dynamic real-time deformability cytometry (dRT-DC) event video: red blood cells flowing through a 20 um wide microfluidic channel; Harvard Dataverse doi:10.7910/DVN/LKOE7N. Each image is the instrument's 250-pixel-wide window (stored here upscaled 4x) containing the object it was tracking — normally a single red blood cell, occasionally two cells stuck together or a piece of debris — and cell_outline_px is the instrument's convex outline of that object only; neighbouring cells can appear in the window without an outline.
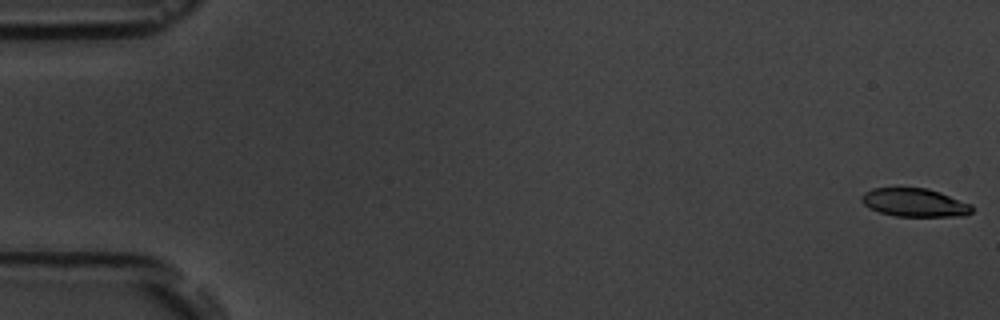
{"species": "common noctule bat (a hibernating species)", "species_latin": "Nyctalus noctula", "temperature_condition": "room temperature", "stored_images_in_passage": 5, "camera_frame_rate_fps": 3000, "um_per_image_px": 0.085, "animal": {"sex": "male", "body_mass_g": 19.5, "forearm_length_mm": 54.6}, "frame": {"image": 1, "passage_image": 1, "time_ms": 0.0, "image_size_px": [1000, 320], "cell_outline_px": [[972, 212], [964, 216], [896, 216], [880, 212], [868, 208], [860, 200], [860, 196], [864, 192], [872, 188], [928, 188], [940, 192], [972, 204]], "centroid_in_image_um": [77.73, 17.21], "position_along_channel_um": 7.3, "area_um2": 18.32}}
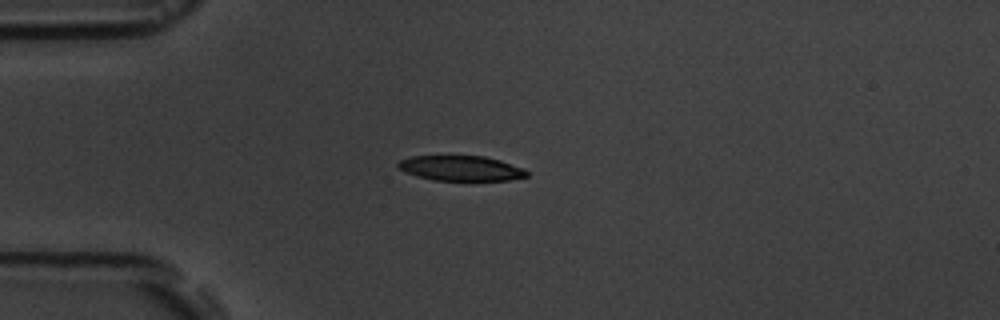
{"frame": {"image": 2, "passage_image": 5, "time_ms": 4.667, "image_size_px": [1000, 320], "cell_outline_px": [[528, 176], [508, 180], [432, 180], [416, 176], [404, 172], [396, 164], [400, 160], [412, 156], [484, 156], [500, 160], [524, 168], [528, 172]], "centroid_in_image_um": [39.17, 14.3], "position_along_channel_um": 45.8, "area_um2": 18.79}}